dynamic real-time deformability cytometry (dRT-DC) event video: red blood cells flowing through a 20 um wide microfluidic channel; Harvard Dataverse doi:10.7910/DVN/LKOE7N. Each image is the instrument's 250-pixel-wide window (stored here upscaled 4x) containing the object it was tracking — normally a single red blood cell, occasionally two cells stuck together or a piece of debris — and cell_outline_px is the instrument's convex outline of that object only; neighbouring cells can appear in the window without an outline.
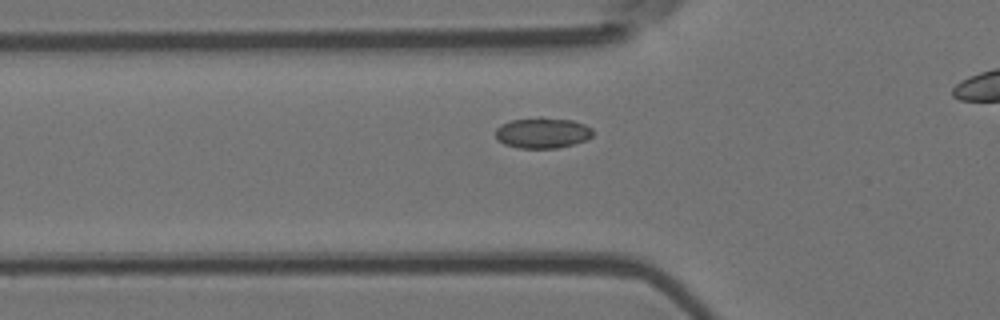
{"species": "Egyptian fruit bat (a non-hibernating species)", "species_latin": "Rousettus aegyptiacus", "temperature_condition": "room temperature", "stored_images_in_passage": 34, "camera_frame_rate_fps": 3000, "um_per_image_px": 0.085, "animal": {"sex": "female"}, "frame": {"image": 1, "passage_image": 8, "time_ms": 2.333, "image_size_px": [1000, 320], "cell_outline_px": [[592, 136], [584, 140], [572, 144], [556, 148], [520, 148], [504, 144], [496, 140], [496, 128], [500, 124], [512, 120], [540, 116], [572, 120], [584, 124], [592, 128]], "centroid_in_image_um": [46.07, 11.27], "position_along_channel_um": 79.7, "area_um2": 17.51}}
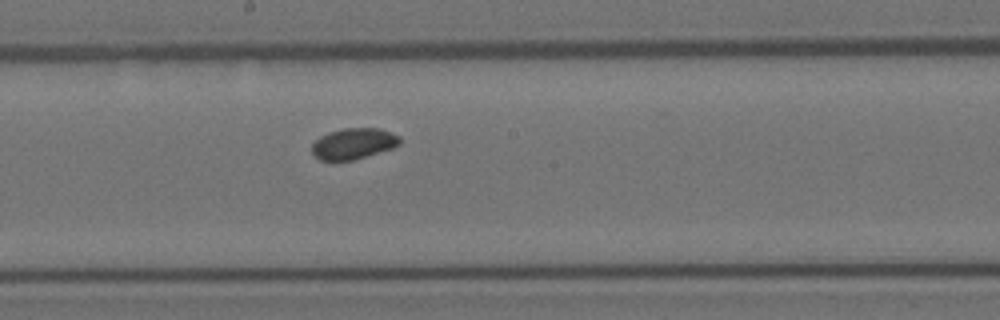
{"frame": {"image": 2, "passage_image": 19, "time_ms": 6.0, "image_size_px": [1000, 320], "cell_outline_px": [[400, 144], [392, 148], [352, 160], [320, 160], [312, 156], [312, 144], [320, 136], [328, 132], [344, 128], [380, 128], [400, 136]], "centroid_in_image_um": [30.02, 12.2], "position_along_channel_um": 218.2, "area_um2": 15.84}}
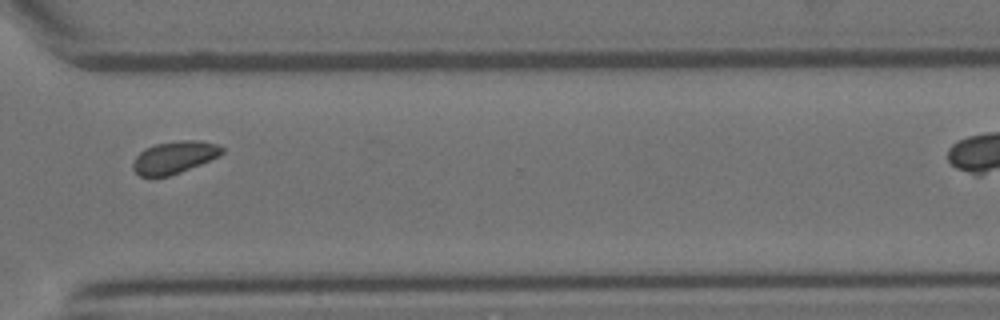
{"frame": {"image": 3, "passage_image": 30, "time_ms": 9.667, "image_size_px": [1000, 320], "cell_outline_px": [[224, 152], [220, 156], [180, 172], [168, 176], [140, 176], [132, 168], [132, 164], [136, 156], [144, 148], [156, 144], [184, 140], [200, 140], [220, 144], [224, 148]], "centroid_in_image_um": [14.85, 13.35], "position_along_channel_um": 355.7, "area_um2": 16.76}}